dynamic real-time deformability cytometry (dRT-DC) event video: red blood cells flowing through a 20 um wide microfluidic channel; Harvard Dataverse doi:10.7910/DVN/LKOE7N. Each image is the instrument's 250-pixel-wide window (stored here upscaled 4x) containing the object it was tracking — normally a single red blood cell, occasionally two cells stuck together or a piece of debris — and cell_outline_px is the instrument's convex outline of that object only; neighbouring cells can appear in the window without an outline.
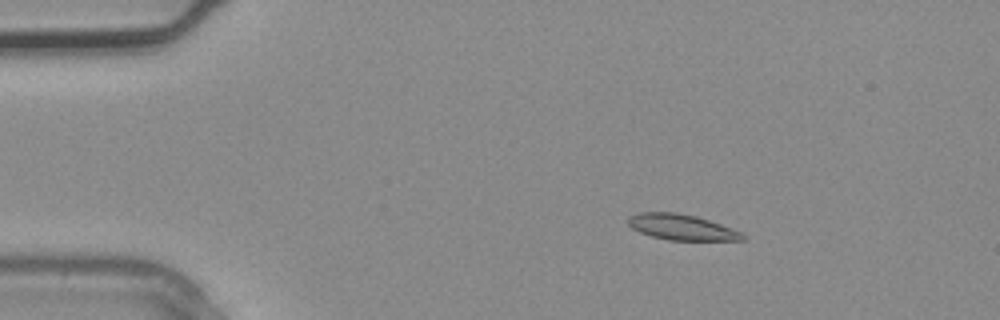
{"species": "common noctule bat (a hibernating species)", "species_latin": "Nyctalus noctula", "temperature_condition": "warm", "stored_images_in_passage": 2, "camera_frame_rate_fps": 3000, "um_per_image_px": 0.085, "animal": {"sex": "male", "body_mass_g": 20.4}, "frame": {"image": 1, "passage_image": 1, "time_ms": 0.0, "image_size_px": [1000, 320], "cell_outline_px": [[748, 240], [668, 240], [652, 236], [640, 232], [632, 228], [628, 224], [628, 216], [640, 212], [676, 212], [696, 216], [720, 224], [740, 232], [748, 236]], "centroid_in_image_um": [57.94, 19.31], "position_along_channel_um": 27.1, "area_um2": 17.11}}